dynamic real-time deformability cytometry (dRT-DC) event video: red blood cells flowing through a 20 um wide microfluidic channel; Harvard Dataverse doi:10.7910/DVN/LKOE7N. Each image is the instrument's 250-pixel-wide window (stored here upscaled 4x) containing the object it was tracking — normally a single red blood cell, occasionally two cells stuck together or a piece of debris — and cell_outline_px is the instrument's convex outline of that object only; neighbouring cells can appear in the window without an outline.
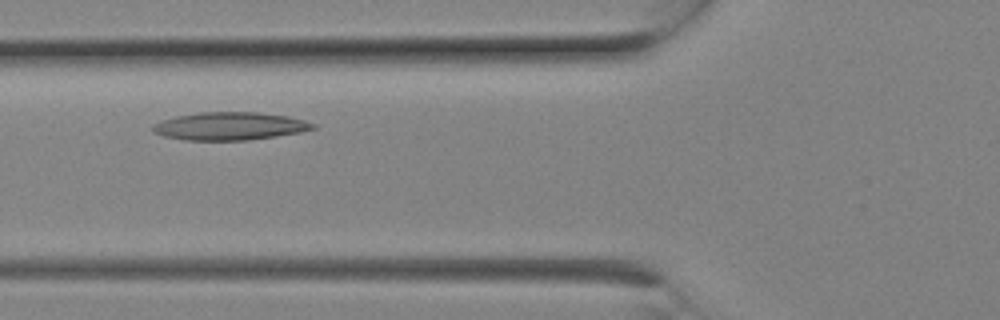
{"species": "Egyptian fruit bat (a non-hibernating species)", "species_latin": "Rousettus aegyptiacus", "temperature_condition": "room temperature", "stored_images_in_passage": 6, "camera_frame_rate_fps": 3000, "um_per_image_px": 0.085, "animal": {"sex": "female"}, "frame": {"image": 1, "passage_image": 5, "time_ms": 1.333, "image_size_px": [1000, 320], "cell_outline_px": [[316, 128], [300, 132], [276, 136], [248, 140], [184, 140], [164, 136], [152, 132], [152, 124], [160, 120], [176, 116], [200, 112], [256, 112], [288, 116], [304, 120], [316, 124]], "centroid_in_image_um": [19.5, 10.72], "position_along_channel_um": 106.3, "area_um2": 26.13}}
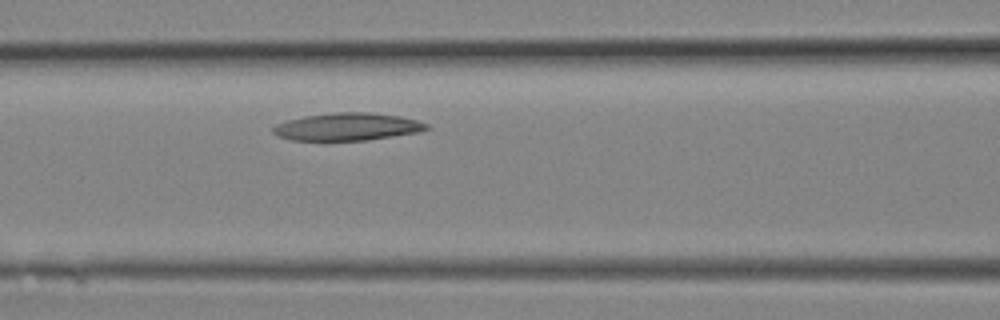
{"frame": {"image": 2, "passage_image": 6, "time_ms": 1.667, "image_size_px": [1000, 320], "cell_outline_px": [[432, 128], [416, 132], [364, 140], [292, 140], [280, 136], [272, 132], [272, 128], [276, 124], [288, 120], [304, 116], [336, 112], [368, 112], [400, 116], [416, 120], [428, 124]], "centroid_in_image_um": [29.52, 10.76], "position_along_channel_um": 137.1, "area_um2": 24.33}}